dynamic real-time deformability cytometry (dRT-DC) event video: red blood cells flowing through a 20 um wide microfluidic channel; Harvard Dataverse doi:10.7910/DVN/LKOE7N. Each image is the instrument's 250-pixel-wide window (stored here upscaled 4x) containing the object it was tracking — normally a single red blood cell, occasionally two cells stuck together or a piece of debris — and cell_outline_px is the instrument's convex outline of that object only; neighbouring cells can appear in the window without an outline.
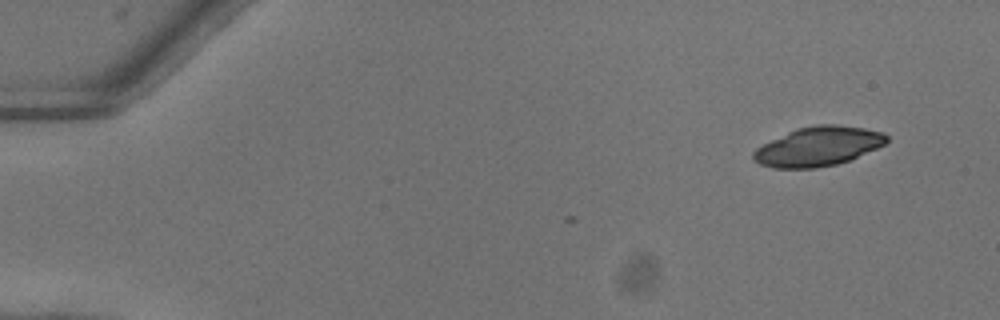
{"species": "common noctule bat (a hibernating species)", "species_latin": "Nyctalus noctula", "temperature_condition": "warm", "stored_images_in_passage": 6, "camera_frame_rate_fps": 3000, "um_per_image_px": 0.085, "animal": {"sex": "female"}, "frame": {"image": 1, "passage_image": 1, "time_ms": 0.0, "image_size_px": [1000, 320], "cell_outline_px": [[888, 140], [884, 144], [876, 148], [848, 160], [836, 164], [816, 168], [772, 168], [760, 164], [752, 160], [752, 152], [756, 148], [796, 128], [816, 124], [836, 124], [864, 128], [884, 132], [888, 136]], "centroid_in_image_um": [69.53, 12.44], "position_along_channel_um": 15.5, "area_um2": 30.4}}